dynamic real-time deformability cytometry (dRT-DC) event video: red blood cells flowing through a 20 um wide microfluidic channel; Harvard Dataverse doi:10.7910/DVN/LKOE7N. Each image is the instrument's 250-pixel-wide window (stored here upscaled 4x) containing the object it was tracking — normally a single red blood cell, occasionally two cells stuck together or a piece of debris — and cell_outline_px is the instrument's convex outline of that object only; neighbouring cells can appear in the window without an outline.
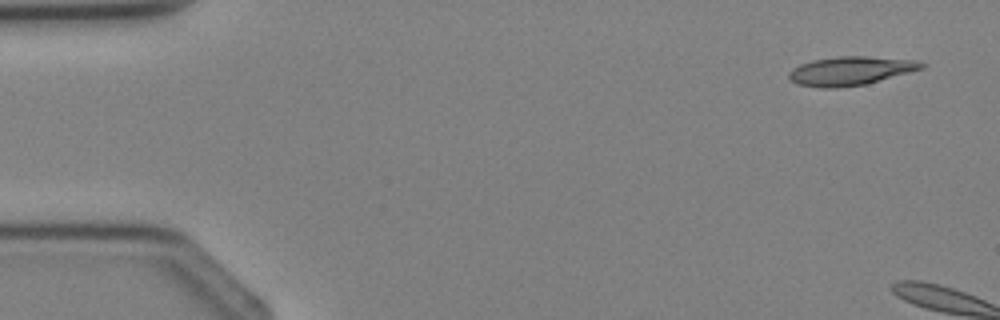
{"species": "Egyptian fruit bat (a non-hibernating species)", "species_latin": "Rousettus aegyptiacus", "temperature_condition": "cold", "stored_images_in_passage": 5, "camera_frame_rate_fps": 3000, "um_per_image_px": 0.085, "animal": {"sex": "female"}, "frame": {"image": 1, "passage_image": 1, "time_ms": 0.0, "image_size_px": [1000, 320], "cell_outline_px": [[928, 64], [924, 68], [864, 84], [836, 88], [824, 88], [796, 84], [788, 76], [788, 72], [792, 68], [800, 64], [812, 60], [836, 56], [864, 56], [916, 60]], "centroid_in_image_um": [72.27, 6.01], "position_along_channel_um": 12.7, "area_um2": 22.14}}
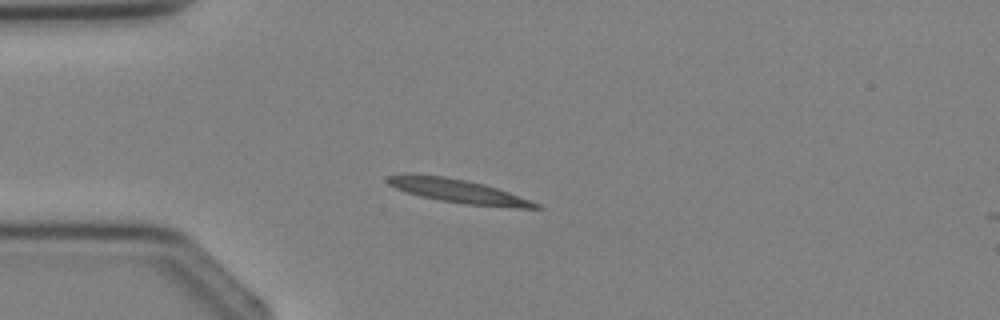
{"frame": {"image": 2, "passage_image": 4, "time_ms": 3.667, "image_size_px": [1000, 320], "cell_outline_px": [[544, 208], [520, 208], [464, 204], [440, 200], [420, 196], [396, 188], [388, 184], [384, 180], [388, 176], [408, 172], [412, 172], [444, 176], [484, 184], [508, 192], [540, 204]], "centroid_in_image_um": [38.86, 16.22], "position_along_channel_um": 46.1, "area_um2": 20.52}}